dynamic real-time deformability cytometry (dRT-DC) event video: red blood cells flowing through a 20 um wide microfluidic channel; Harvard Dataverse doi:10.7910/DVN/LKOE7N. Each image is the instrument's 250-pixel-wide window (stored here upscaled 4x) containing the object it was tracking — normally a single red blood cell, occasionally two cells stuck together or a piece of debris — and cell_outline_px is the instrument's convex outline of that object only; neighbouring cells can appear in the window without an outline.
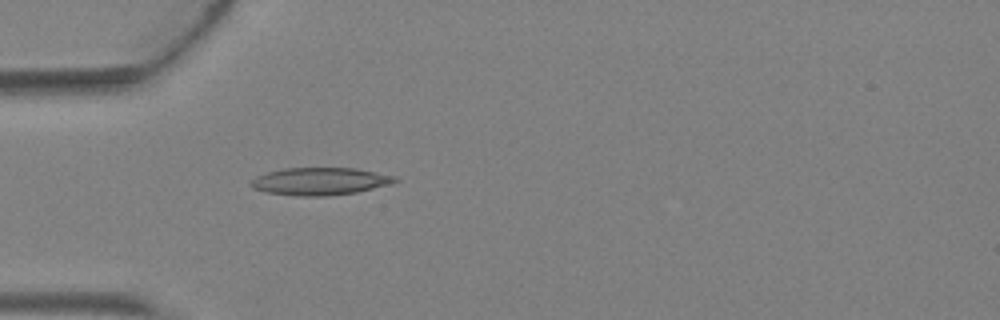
{"species": "Egyptian fruit bat (a non-hibernating species)", "species_latin": "Rousettus aegyptiacus", "temperature_condition": "warm", "stored_images_in_passage": 3, "camera_frame_rate_fps": 3000, "um_per_image_px": 0.085, "animal": {"sex": "female"}, "frame": {"image": 1, "passage_image": 3, "time_ms": 0.667, "image_size_px": [1000, 320], "cell_outline_px": [[400, 180], [392, 184], [356, 192], [328, 196], [296, 196], [268, 192], [252, 188], [248, 184], [256, 176], [268, 172], [284, 168], [356, 168], [396, 176]], "centroid_in_image_um": [27.22, 15.41], "position_along_channel_um": 57.8, "area_um2": 23.18}}